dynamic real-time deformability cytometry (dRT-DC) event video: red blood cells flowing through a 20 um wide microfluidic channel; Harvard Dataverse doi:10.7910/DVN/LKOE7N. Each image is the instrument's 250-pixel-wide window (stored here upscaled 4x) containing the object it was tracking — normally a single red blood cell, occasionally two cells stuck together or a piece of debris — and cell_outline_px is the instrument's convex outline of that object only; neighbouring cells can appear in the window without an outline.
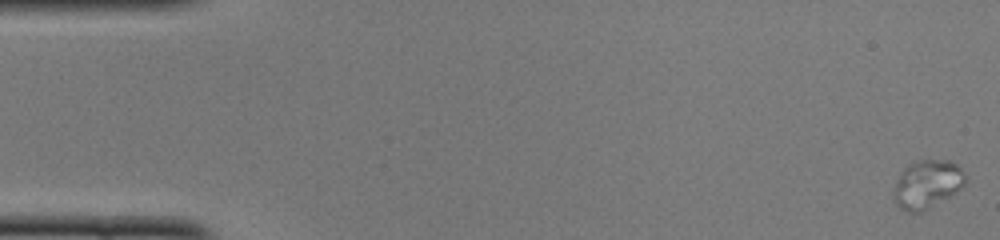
{"species": "common noctule bat (a hibernating species)", "species_latin": "Nyctalus noctula", "temperature_condition": "cold", "stored_images_in_passage": 51, "camera_frame_rate_fps": 3000, "um_per_image_px": 0.085, "animal": {"sex": "female", "body_mass_g": 22.0, "forearm_length_mm": 56.7}, "frame": {"image": 1, "passage_image": 1, "time_ms": 0.0, "image_size_px": [1000, 240], "cell_outline_px": [[968, 180], [956, 192], [928, 208], [920, 212], [908, 212], [900, 208], [896, 204], [892, 196], [892, 192], [896, 180], [900, 172], [908, 164], [916, 160], [948, 160], [956, 164], [960, 168]], "centroid_in_image_um": [78.77, 15.65], "position_along_channel_um": 6.2, "area_um2": 20.23}}
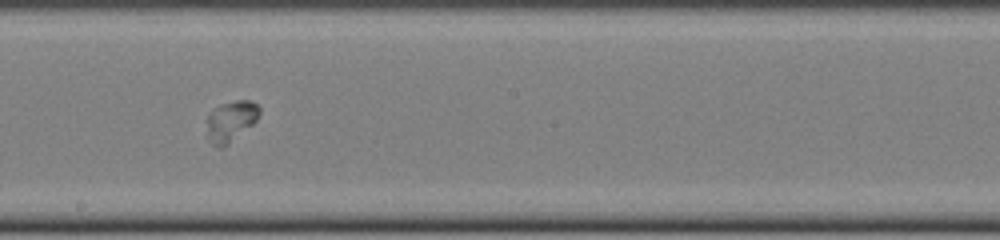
{"frame": {"image": 2, "passage_image": 29, "time_ms": 9.333, "image_size_px": [1000, 240], "cell_outline_px": [[260, 112], [256, 120], [252, 124], [228, 144], [220, 148], [216, 148], [208, 140], [208, 116], [212, 108], [220, 104], [236, 100], [248, 100], [256, 104], [260, 108]], "centroid_in_image_um": [19.6, 10.29], "position_along_channel_um": 228.6, "area_um2": 12.37}}
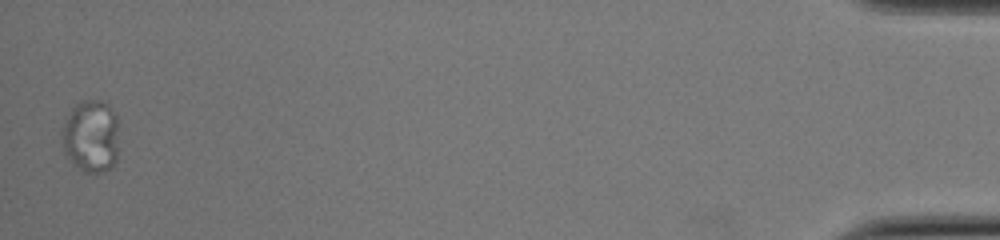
{"frame": {"image": 3, "passage_image": 51, "time_ms": 16.667, "image_size_px": [1000, 240], "cell_outline_px": [[116, 160], [104, 172], [84, 172], [64, 152], [60, 136], [60, 132], [72, 108], [80, 100], [100, 100], [108, 104], [116, 116]], "centroid_in_image_um": [7.7, 11.54], "position_along_channel_um": 427.5, "area_um2": 23.7}}